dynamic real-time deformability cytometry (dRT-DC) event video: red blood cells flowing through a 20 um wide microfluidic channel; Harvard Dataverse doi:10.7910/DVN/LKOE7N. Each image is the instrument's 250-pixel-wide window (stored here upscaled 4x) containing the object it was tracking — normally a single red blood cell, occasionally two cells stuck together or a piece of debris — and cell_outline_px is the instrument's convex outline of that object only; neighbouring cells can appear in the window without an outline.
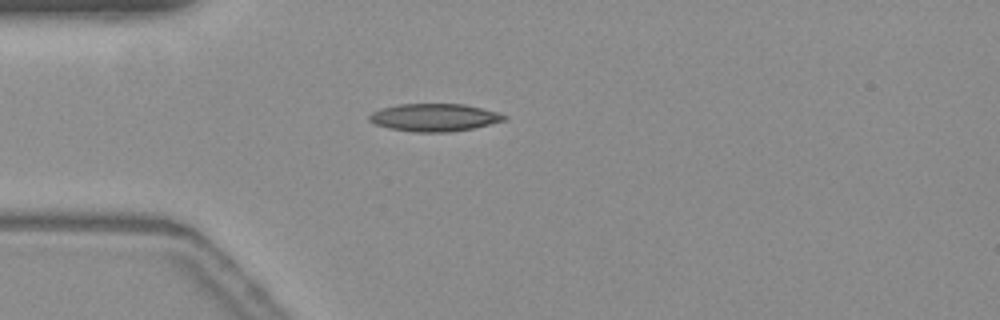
{"species": "common noctule bat (a hibernating species)", "species_latin": "Nyctalus noctula", "temperature_condition": "warm", "stored_images_in_passage": 3, "camera_frame_rate_fps": 3000, "um_per_image_px": 0.085, "animal": {"sex": "female", "body_mass_g": 19.3, "forearm_length_mm": 54.1}, "frame": {"image": 1, "passage_image": 1, "time_ms": 0.0, "image_size_px": [1000, 320], "cell_outline_px": [[508, 116], [504, 120], [472, 128], [448, 132], [416, 132], [392, 128], [376, 124], [368, 120], [368, 116], [372, 112], [384, 108], [400, 104], [464, 104], [496, 112]], "centroid_in_image_um": [36.9, 9.98], "position_along_channel_um": 48.1, "area_um2": 21.27}}